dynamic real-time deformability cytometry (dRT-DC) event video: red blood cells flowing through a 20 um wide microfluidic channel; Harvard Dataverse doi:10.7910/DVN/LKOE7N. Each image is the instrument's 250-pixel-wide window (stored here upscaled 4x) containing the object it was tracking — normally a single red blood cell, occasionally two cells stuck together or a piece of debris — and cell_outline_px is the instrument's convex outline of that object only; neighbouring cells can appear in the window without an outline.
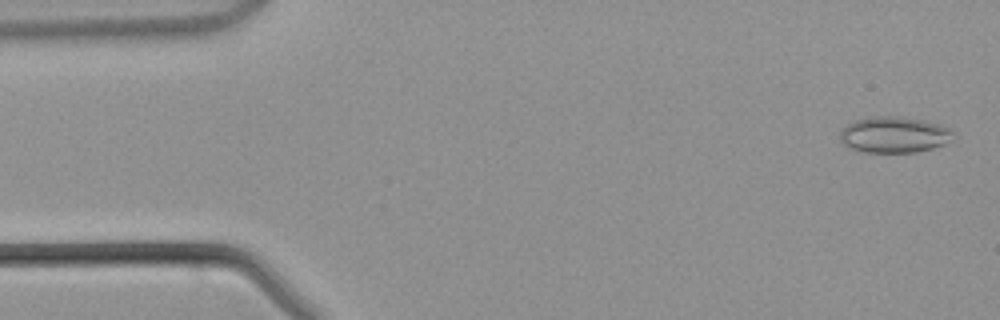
{"species": "common noctule bat (a hibernating species)", "species_latin": "Nyctalus noctula", "temperature_condition": "warm", "stored_images_in_passage": 23, "camera_frame_rate_fps": 3000, "um_per_image_px": 0.085, "animal": {"sex": "male", "body_mass_g": 21.5, "forearm_length_mm": 52.0}, "frame": {"image": 1, "passage_image": 1, "time_ms": 0.0, "image_size_px": [1000, 320], "cell_outline_px": [[956, 140], [932, 148], [916, 152], [864, 152], [852, 148], [844, 144], [840, 140], [840, 132], [848, 124], [856, 120], [872, 116], [904, 116], [924, 120], [940, 124], [956, 132]], "centroid_in_image_um": [76.08, 11.44], "position_along_channel_um": 8.9, "area_um2": 24.1}}
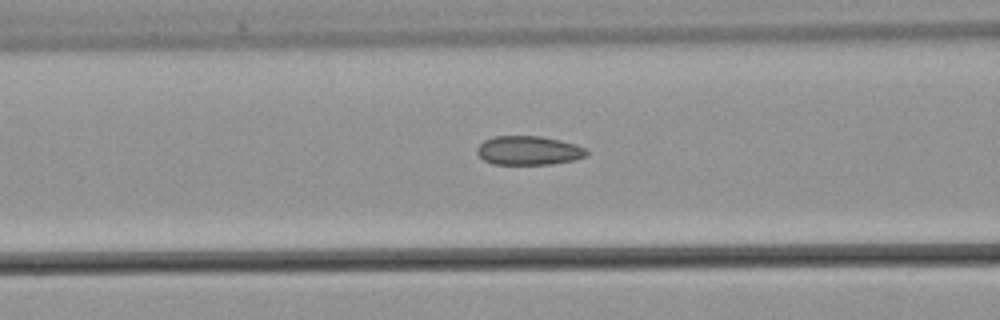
{"frame": {"image": 2, "passage_image": 16, "time_ms": 5.0, "image_size_px": [1000, 320], "cell_outline_px": [[588, 156], [576, 160], [552, 164], [492, 164], [484, 160], [476, 152], [476, 148], [484, 140], [496, 136], [540, 136], [560, 140], [576, 144], [588, 148]], "centroid_in_image_um": [44.98, 12.79], "position_along_channel_um": 121.6, "area_um2": 18.73}}
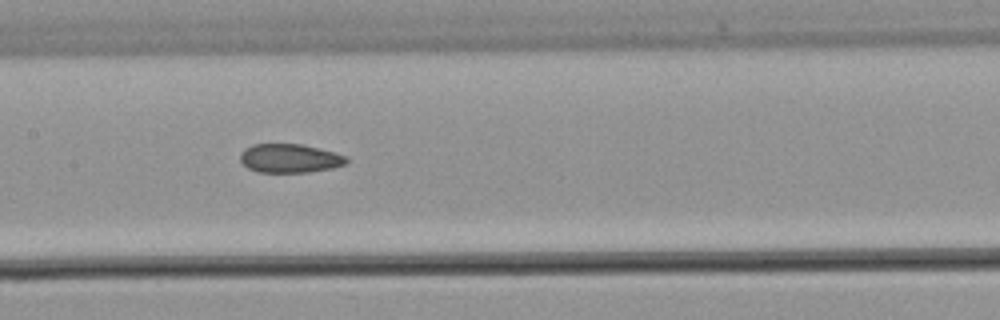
{"frame": {"image": 3, "passage_image": 20, "time_ms": 6.333, "image_size_px": [1000, 320], "cell_outline_px": [[348, 160], [344, 164], [332, 168], [308, 172], [260, 172], [248, 168], [240, 160], [240, 152], [244, 148], [252, 144], [300, 144], [336, 152], [348, 156]], "centroid_in_image_um": [24.63, 13.45], "position_along_channel_um": 182.8, "area_um2": 17.86}}